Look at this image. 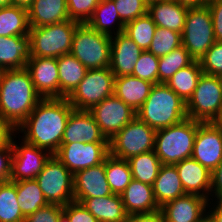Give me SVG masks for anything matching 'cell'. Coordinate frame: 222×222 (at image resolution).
<instances>
[{
  "label": "cell",
  "instance_id": "4fadbf2b",
  "mask_svg": "<svg viewBox=\"0 0 222 222\" xmlns=\"http://www.w3.org/2000/svg\"><path fill=\"white\" fill-rule=\"evenodd\" d=\"M89 112L108 141L136 117V112L115 94L94 105Z\"/></svg>",
  "mask_w": 222,
  "mask_h": 222
},
{
  "label": "cell",
  "instance_id": "6f0895ef",
  "mask_svg": "<svg viewBox=\"0 0 222 222\" xmlns=\"http://www.w3.org/2000/svg\"><path fill=\"white\" fill-rule=\"evenodd\" d=\"M58 222H70V220H69V217L64 212H62L60 214Z\"/></svg>",
  "mask_w": 222,
  "mask_h": 222
},
{
  "label": "cell",
  "instance_id": "74e56055",
  "mask_svg": "<svg viewBox=\"0 0 222 222\" xmlns=\"http://www.w3.org/2000/svg\"><path fill=\"white\" fill-rule=\"evenodd\" d=\"M194 59L183 45L165 56L159 57L158 83H165L179 69L190 65Z\"/></svg>",
  "mask_w": 222,
  "mask_h": 222
},
{
  "label": "cell",
  "instance_id": "d6a6232c",
  "mask_svg": "<svg viewBox=\"0 0 222 222\" xmlns=\"http://www.w3.org/2000/svg\"><path fill=\"white\" fill-rule=\"evenodd\" d=\"M16 192L17 202L25 218L48 204L35 179L16 181Z\"/></svg>",
  "mask_w": 222,
  "mask_h": 222
},
{
  "label": "cell",
  "instance_id": "7402d4cb",
  "mask_svg": "<svg viewBox=\"0 0 222 222\" xmlns=\"http://www.w3.org/2000/svg\"><path fill=\"white\" fill-rule=\"evenodd\" d=\"M188 7L176 0H148L147 13L157 27H163L182 33Z\"/></svg>",
  "mask_w": 222,
  "mask_h": 222
},
{
  "label": "cell",
  "instance_id": "d4e9b609",
  "mask_svg": "<svg viewBox=\"0 0 222 222\" xmlns=\"http://www.w3.org/2000/svg\"><path fill=\"white\" fill-rule=\"evenodd\" d=\"M80 202L99 222H126L128 214L125 211L121 195L111 194L97 198H74Z\"/></svg>",
  "mask_w": 222,
  "mask_h": 222
},
{
  "label": "cell",
  "instance_id": "277c9868",
  "mask_svg": "<svg viewBox=\"0 0 222 222\" xmlns=\"http://www.w3.org/2000/svg\"><path fill=\"white\" fill-rule=\"evenodd\" d=\"M198 121L186 118L178 124L156 130L154 151L162 164L174 165L191 158Z\"/></svg>",
  "mask_w": 222,
  "mask_h": 222
},
{
  "label": "cell",
  "instance_id": "9a60e30c",
  "mask_svg": "<svg viewBox=\"0 0 222 222\" xmlns=\"http://www.w3.org/2000/svg\"><path fill=\"white\" fill-rule=\"evenodd\" d=\"M191 157L211 173L222 162V132L213 122L198 121Z\"/></svg>",
  "mask_w": 222,
  "mask_h": 222
},
{
  "label": "cell",
  "instance_id": "8fae6325",
  "mask_svg": "<svg viewBox=\"0 0 222 222\" xmlns=\"http://www.w3.org/2000/svg\"><path fill=\"white\" fill-rule=\"evenodd\" d=\"M115 77L109 67L88 69L85 77L67 98L76 110L89 111L114 94Z\"/></svg>",
  "mask_w": 222,
  "mask_h": 222
},
{
  "label": "cell",
  "instance_id": "7dc6e473",
  "mask_svg": "<svg viewBox=\"0 0 222 222\" xmlns=\"http://www.w3.org/2000/svg\"><path fill=\"white\" fill-rule=\"evenodd\" d=\"M11 144L4 149H0V182L9 181L11 174Z\"/></svg>",
  "mask_w": 222,
  "mask_h": 222
},
{
  "label": "cell",
  "instance_id": "b9f144b4",
  "mask_svg": "<svg viewBox=\"0 0 222 222\" xmlns=\"http://www.w3.org/2000/svg\"><path fill=\"white\" fill-rule=\"evenodd\" d=\"M200 64L204 74L222 77V42L215 41L200 59Z\"/></svg>",
  "mask_w": 222,
  "mask_h": 222
},
{
  "label": "cell",
  "instance_id": "7bdbcfd3",
  "mask_svg": "<svg viewBox=\"0 0 222 222\" xmlns=\"http://www.w3.org/2000/svg\"><path fill=\"white\" fill-rule=\"evenodd\" d=\"M101 0H67L69 18L86 23Z\"/></svg>",
  "mask_w": 222,
  "mask_h": 222
},
{
  "label": "cell",
  "instance_id": "4316f807",
  "mask_svg": "<svg viewBox=\"0 0 222 222\" xmlns=\"http://www.w3.org/2000/svg\"><path fill=\"white\" fill-rule=\"evenodd\" d=\"M153 85L133 75L115 77L114 94L137 112L148 98Z\"/></svg>",
  "mask_w": 222,
  "mask_h": 222
},
{
  "label": "cell",
  "instance_id": "8d00e7d4",
  "mask_svg": "<svg viewBox=\"0 0 222 222\" xmlns=\"http://www.w3.org/2000/svg\"><path fill=\"white\" fill-rule=\"evenodd\" d=\"M156 28L157 26L151 16L146 13L126 23L124 33L129 36L142 51H145L150 47Z\"/></svg>",
  "mask_w": 222,
  "mask_h": 222
},
{
  "label": "cell",
  "instance_id": "680465c9",
  "mask_svg": "<svg viewBox=\"0 0 222 222\" xmlns=\"http://www.w3.org/2000/svg\"><path fill=\"white\" fill-rule=\"evenodd\" d=\"M12 5L11 0H0V8Z\"/></svg>",
  "mask_w": 222,
  "mask_h": 222
},
{
  "label": "cell",
  "instance_id": "5b68a950",
  "mask_svg": "<svg viewBox=\"0 0 222 222\" xmlns=\"http://www.w3.org/2000/svg\"><path fill=\"white\" fill-rule=\"evenodd\" d=\"M80 22L69 19L42 27H30L31 57L58 58L71 52Z\"/></svg>",
  "mask_w": 222,
  "mask_h": 222
},
{
  "label": "cell",
  "instance_id": "e575fe53",
  "mask_svg": "<svg viewBox=\"0 0 222 222\" xmlns=\"http://www.w3.org/2000/svg\"><path fill=\"white\" fill-rule=\"evenodd\" d=\"M105 173L113 194L121 195L132 180L128 160L119 159L110 154L105 158Z\"/></svg>",
  "mask_w": 222,
  "mask_h": 222
},
{
  "label": "cell",
  "instance_id": "11a10c76",
  "mask_svg": "<svg viewBox=\"0 0 222 222\" xmlns=\"http://www.w3.org/2000/svg\"><path fill=\"white\" fill-rule=\"evenodd\" d=\"M198 222H214L212 217L206 212Z\"/></svg>",
  "mask_w": 222,
  "mask_h": 222
},
{
  "label": "cell",
  "instance_id": "8992f818",
  "mask_svg": "<svg viewBox=\"0 0 222 222\" xmlns=\"http://www.w3.org/2000/svg\"><path fill=\"white\" fill-rule=\"evenodd\" d=\"M70 53L87 69L109 67L111 36L95 31L86 23H80L74 32Z\"/></svg>",
  "mask_w": 222,
  "mask_h": 222
},
{
  "label": "cell",
  "instance_id": "836d02e7",
  "mask_svg": "<svg viewBox=\"0 0 222 222\" xmlns=\"http://www.w3.org/2000/svg\"><path fill=\"white\" fill-rule=\"evenodd\" d=\"M132 179L153 185L162 165L154 150L141 153L128 159Z\"/></svg>",
  "mask_w": 222,
  "mask_h": 222
},
{
  "label": "cell",
  "instance_id": "4dcf8cb0",
  "mask_svg": "<svg viewBox=\"0 0 222 222\" xmlns=\"http://www.w3.org/2000/svg\"><path fill=\"white\" fill-rule=\"evenodd\" d=\"M202 73L200 61L194 60L190 65L179 69L165 84L187 103Z\"/></svg>",
  "mask_w": 222,
  "mask_h": 222
},
{
  "label": "cell",
  "instance_id": "f546056e",
  "mask_svg": "<svg viewBox=\"0 0 222 222\" xmlns=\"http://www.w3.org/2000/svg\"><path fill=\"white\" fill-rule=\"evenodd\" d=\"M60 98H68L85 77L88 69L71 53L57 58Z\"/></svg>",
  "mask_w": 222,
  "mask_h": 222
},
{
  "label": "cell",
  "instance_id": "52a82bcc",
  "mask_svg": "<svg viewBox=\"0 0 222 222\" xmlns=\"http://www.w3.org/2000/svg\"><path fill=\"white\" fill-rule=\"evenodd\" d=\"M187 118L214 122L222 112V77L202 73L186 103Z\"/></svg>",
  "mask_w": 222,
  "mask_h": 222
},
{
  "label": "cell",
  "instance_id": "6da1fadb",
  "mask_svg": "<svg viewBox=\"0 0 222 222\" xmlns=\"http://www.w3.org/2000/svg\"><path fill=\"white\" fill-rule=\"evenodd\" d=\"M73 110L67 98H42L16 129V134L21 133V139L54 155Z\"/></svg>",
  "mask_w": 222,
  "mask_h": 222
},
{
  "label": "cell",
  "instance_id": "44dd1931",
  "mask_svg": "<svg viewBox=\"0 0 222 222\" xmlns=\"http://www.w3.org/2000/svg\"><path fill=\"white\" fill-rule=\"evenodd\" d=\"M111 194L105 173V160L74 174V198H97Z\"/></svg>",
  "mask_w": 222,
  "mask_h": 222
},
{
  "label": "cell",
  "instance_id": "816d5d0a",
  "mask_svg": "<svg viewBox=\"0 0 222 222\" xmlns=\"http://www.w3.org/2000/svg\"><path fill=\"white\" fill-rule=\"evenodd\" d=\"M207 211V213L212 217L214 222H222V200H210L208 202Z\"/></svg>",
  "mask_w": 222,
  "mask_h": 222
},
{
  "label": "cell",
  "instance_id": "30bf717a",
  "mask_svg": "<svg viewBox=\"0 0 222 222\" xmlns=\"http://www.w3.org/2000/svg\"><path fill=\"white\" fill-rule=\"evenodd\" d=\"M35 180L48 204L65 206L74 201V175L54 155Z\"/></svg>",
  "mask_w": 222,
  "mask_h": 222
},
{
  "label": "cell",
  "instance_id": "d590c367",
  "mask_svg": "<svg viewBox=\"0 0 222 222\" xmlns=\"http://www.w3.org/2000/svg\"><path fill=\"white\" fill-rule=\"evenodd\" d=\"M0 222H25L17 202L16 181L0 182Z\"/></svg>",
  "mask_w": 222,
  "mask_h": 222
},
{
  "label": "cell",
  "instance_id": "603a6c76",
  "mask_svg": "<svg viewBox=\"0 0 222 222\" xmlns=\"http://www.w3.org/2000/svg\"><path fill=\"white\" fill-rule=\"evenodd\" d=\"M125 211L128 215L150 214L160 210L152 185L132 179L121 194Z\"/></svg>",
  "mask_w": 222,
  "mask_h": 222
},
{
  "label": "cell",
  "instance_id": "3957f363",
  "mask_svg": "<svg viewBox=\"0 0 222 222\" xmlns=\"http://www.w3.org/2000/svg\"><path fill=\"white\" fill-rule=\"evenodd\" d=\"M136 116L155 130L167 128L187 118L186 103L165 83L154 84Z\"/></svg>",
  "mask_w": 222,
  "mask_h": 222
},
{
  "label": "cell",
  "instance_id": "bcb514c9",
  "mask_svg": "<svg viewBox=\"0 0 222 222\" xmlns=\"http://www.w3.org/2000/svg\"><path fill=\"white\" fill-rule=\"evenodd\" d=\"M207 5L211 11L215 41L222 42V0H213Z\"/></svg>",
  "mask_w": 222,
  "mask_h": 222
},
{
  "label": "cell",
  "instance_id": "db71d44e",
  "mask_svg": "<svg viewBox=\"0 0 222 222\" xmlns=\"http://www.w3.org/2000/svg\"><path fill=\"white\" fill-rule=\"evenodd\" d=\"M33 3V0H11L12 5L28 8Z\"/></svg>",
  "mask_w": 222,
  "mask_h": 222
},
{
  "label": "cell",
  "instance_id": "ab89813d",
  "mask_svg": "<svg viewBox=\"0 0 222 222\" xmlns=\"http://www.w3.org/2000/svg\"><path fill=\"white\" fill-rule=\"evenodd\" d=\"M158 68L159 58L145 50L140 54L132 75L150 83L158 84Z\"/></svg>",
  "mask_w": 222,
  "mask_h": 222
},
{
  "label": "cell",
  "instance_id": "cb8c5ba5",
  "mask_svg": "<svg viewBox=\"0 0 222 222\" xmlns=\"http://www.w3.org/2000/svg\"><path fill=\"white\" fill-rule=\"evenodd\" d=\"M31 58L30 36H0V70L26 68Z\"/></svg>",
  "mask_w": 222,
  "mask_h": 222
},
{
  "label": "cell",
  "instance_id": "ba28073f",
  "mask_svg": "<svg viewBox=\"0 0 222 222\" xmlns=\"http://www.w3.org/2000/svg\"><path fill=\"white\" fill-rule=\"evenodd\" d=\"M181 36L182 45L190 56L200 61L215 43L211 11L208 5L188 8Z\"/></svg>",
  "mask_w": 222,
  "mask_h": 222
},
{
  "label": "cell",
  "instance_id": "ac0fdd59",
  "mask_svg": "<svg viewBox=\"0 0 222 222\" xmlns=\"http://www.w3.org/2000/svg\"><path fill=\"white\" fill-rule=\"evenodd\" d=\"M209 200L194 194H185L160 207L164 222H198L207 212Z\"/></svg>",
  "mask_w": 222,
  "mask_h": 222
},
{
  "label": "cell",
  "instance_id": "2e32d148",
  "mask_svg": "<svg viewBox=\"0 0 222 222\" xmlns=\"http://www.w3.org/2000/svg\"><path fill=\"white\" fill-rule=\"evenodd\" d=\"M36 92L42 98H60L57 58L31 57L26 64Z\"/></svg>",
  "mask_w": 222,
  "mask_h": 222
},
{
  "label": "cell",
  "instance_id": "f35d334b",
  "mask_svg": "<svg viewBox=\"0 0 222 222\" xmlns=\"http://www.w3.org/2000/svg\"><path fill=\"white\" fill-rule=\"evenodd\" d=\"M182 45L181 33L167 28L157 27L148 51L162 57Z\"/></svg>",
  "mask_w": 222,
  "mask_h": 222
},
{
  "label": "cell",
  "instance_id": "e0dca14e",
  "mask_svg": "<svg viewBox=\"0 0 222 222\" xmlns=\"http://www.w3.org/2000/svg\"><path fill=\"white\" fill-rule=\"evenodd\" d=\"M76 142L109 143L87 110L74 109L67 120L61 144Z\"/></svg>",
  "mask_w": 222,
  "mask_h": 222
},
{
  "label": "cell",
  "instance_id": "7a4b0ae2",
  "mask_svg": "<svg viewBox=\"0 0 222 222\" xmlns=\"http://www.w3.org/2000/svg\"><path fill=\"white\" fill-rule=\"evenodd\" d=\"M41 99L26 68L1 71L0 115L15 129Z\"/></svg>",
  "mask_w": 222,
  "mask_h": 222
},
{
  "label": "cell",
  "instance_id": "f907efd6",
  "mask_svg": "<svg viewBox=\"0 0 222 222\" xmlns=\"http://www.w3.org/2000/svg\"><path fill=\"white\" fill-rule=\"evenodd\" d=\"M126 222H164L161 211L150 214H132L128 215Z\"/></svg>",
  "mask_w": 222,
  "mask_h": 222
},
{
  "label": "cell",
  "instance_id": "ffe728a7",
  "mask_svg": "<svg viewBox=\"0 0 222 222\" xmlns=\"http://www.w3.org/2000/svg\"><path fill=\"white\" fill-rule=\"evenodd\" d=\"M185 194H194L211 200L212 173L192 157L174 164Z\"/></svg>",
  "mask_w": 222,
  "mask_h": 222
},
{
  "label": "cell",
  "instance_id": "d6986e66",
  "mask_svg": "<svg viewBox=\"0 0 222 222\" xmlns=\"http://www.w3.org/2000/svg\"><path fill=\"white\" fill-rule=\"evenodd\" d=\"M142 50L124 32L111 36L110 70L114 77L132 75Z\"/></svg>",
  "mask_w": 222,
  "mask_h": 222
},
{
  "label": "cell",
  "instance_id": "7c38bea8",
  "mask_svg": "<svg viewBox=\"0 0 222 222\" xmlns=\"http://www.w3.org/2000/svg\"><path fill=\"white\" fill-rule=\"evenodd\" d=\"M16 135L11 141L12 158L9 181L35 179L52 154L45 149L27 143L23 139H21V143L17 142Z\"/></svg>",
  "mask_w": 222,
  "mask_h": 222
},
{
  "label": "cell",
  "instance_id": "60d3db41",
  "mask_svg": "<svg viewBox=\"0 0 222 222\" xmlns=\"http://www.w3.org/2000/svg\"><path fill=\"white\" fill-rule=\"evenodd\" d=\"M114 4L124 24L145 15L148 10V0H114Z\"/></svg>",
  "mask_w": 222,
  "mask_h": 222
},
{
  "label": "cell",
  "instance_id": "f1b7e54d",
  "mask_svg": "<svg viewBox=\"0 0 222 222\" xmlns=\"http://www.w3.org/2000/svg\"><path fill=\"white\" fill-rule=\"evenodd\" d=\"M86 24L108 36L124 32L125 27L116 10L114 0H101Z\"/></svg>",
  "mask_w": 222,
  "mask_h": 222
},
{
  "label": "cell",
  "instance_id": "1f68e13d",
  "mask_svg": "<svg viewBox=\"0 0 222 222\" xmlns=\"http://www.w3.org/2000/svg\"><path fill=\"white\" fill-rule=\"evenodd\" d=\"M29 32L26 8L16 5L0 8V36H26Z\"/></svg>",
  "mask_w": 222,
  "mask_h": 222
},
{
  "label": "cell",
  "instance_id": "ee69618b",
  "mask_svg": "<svg viewBox=\"0 0 222 222\" xmlns=\"http://www.w3.org/2000/svg\"><path fill=\"white\" fill-rule=\"evenodd\" d=\"M63 206L47 204L25 218V222H58Z\"/></svg>",
  "mask_w": 222,
  "mask_h": 222
},
{
  "label": "cell",
  "instance_id": "83f0119b",
  "mask_svg": "<svg viewBox=\"0 0 222 222\" xmlns=\"http://www.w3.org/2000/svg\"><path fill=\"white\" fill-rule=\"evenodd\" d=\"M154 197L159 207L185 195L175 165L162 164L157 178L152 185Z\"/></svg>",
  "mask_w": 222,
  "mask_h": 222
},
{
  "label": "cell",
  "instance_id": "f5cc1de1",
  "mask_svg": "<svg viewBox=\"0 0 222 222\" xmlns=\"http://www.w3.org/2000/svg\"><path fill=\"white\" fill-rule=\"evenodd\" d=\"M179 4L188 7H202L208 4V0H176Z\"/></svg>",
  "mask_w": 222,
  "mask_h": 222
},
{
  "label": "cell",
  "instance_id": "484cf974",
  "mask_svg": "<svg viewBox=\"0 0 222 222\" xmlns=\"http://www.w3.org/2000/svg\"><path fill=\"white\" fill-rule=\"evenodd\" d=\"M27 11L30 27H42L70 19L67 0H33Z\"/></svg>",
  "mask_w": 222,
  "mask_h": 222
},
{
  "label": "cell",
  "instance_id": "9f6ffc18",
  "mask_svg": "<svg viewBox=\"0 0 222 222\" xmlns=\"http://www.w3.org/2000/svg\"><path fill=\"white\" fill-rule=\"evenodd\" d=\"M222 132V112L218 116V118L213 122Z\"/></svg>",
  "mask_w": 222,
  "mask_h": 222
},
{
  "label": "cell",
  "instance_id": "681fc988",
  "mask_svg": "<svg viewBox=\"0 0 222 222\" xmlns=\"http://www.w3.org/2000/svg\"><path fill=\"white\" fill-rule=\"evenodd\" d=\"M211 200H222V162L212 172Z\"/></svg>",
  "mask_w": 222,
  "mask_h": 222
},
{
  "label": "cell",
  "instance_id": "f6af8a7d",
  "mask_svg": "<svg viewBox=\"0 0 222 222\" xmlns=\"http://www.w3.org/2000/svg\"><path fill=\"white\" fill-rule=\"evenodd\" d=\"M70 222H99L80 202L72 201L63 206Z\"/></svg>",
  "mask_w": 222,
  "mask_h": 222
},
{
  "label": "cell",
  "instance_id": "5bb4252c",
  "mask_svg": "<svg viewBox=\"0 0 222 222\" xmlns=\"http://www.w3.org/2000/svg\"><path fill=\"white\" fill-rule=\"evenodd\" d=\"M109 155V143L76 142L61 144L54 156L74 175L77 171L103 163Z\"/></svg>",
  "mask_w": 222,
  "mask_h": 222
},
{
  "label": "cell",
  "instance_id": "9c48e42d",
  "mask_svg": "<svg viewBox=\"0 0 222 222\" xmlns=\"http://www.w3.org/2000/svg\"><path fill=\"white\" fill-rule=\"evenodd\" d=\"M156 130L137 116L109 140V154L128 160L154 150Z\"/></svg>",
  "mask_w": 222,
  "mask_h": 222
},
{
  "label": "cell",
  "instance_id": "c3c4849f",
  "mask_svg": "<svg viewBox=\"0 0 222 222\" xmlns=\"http://www.w3.org/2000/svg\"><path fill=\"white\" fill-rule=\"evenodd\" d=\"M16 134V129L0 115V149L7 148Z\"/></svg>",
  "mask_w": 222,
  "mask_h": 222
}]
</instances>
